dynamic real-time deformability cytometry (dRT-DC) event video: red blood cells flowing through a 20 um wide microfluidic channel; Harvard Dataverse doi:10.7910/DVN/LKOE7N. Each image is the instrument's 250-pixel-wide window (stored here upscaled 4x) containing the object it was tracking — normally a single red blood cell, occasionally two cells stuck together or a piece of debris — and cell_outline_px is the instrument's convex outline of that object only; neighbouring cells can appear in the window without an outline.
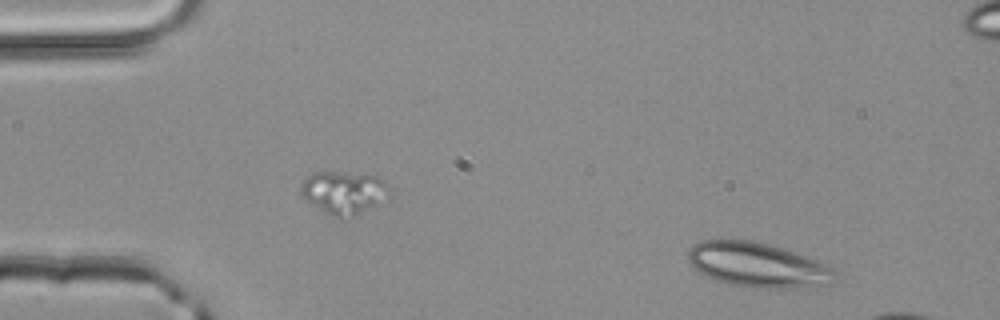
{"species": "common noctule bat (a hibernating species)", "species_latin": "Nyctalus noctula", "temperature_condition": "room temperature", "stored_images_in_passage": 4, "segment_of_instrument_passage": [2, 2], "camera_frame_rate_fps": 3000, "um_per_image_px": 0.085, "animal": {"sex": "male", "body_mass_g": 20.4}, "frame": {"image": 1, "passage_image": 4, "time_ms": 1.0, "image_size_px": [1000, 320], "cell_outline_px": [[836, 284], [796, 288], [752, 288], [728, 284], [704, 276], [692, 268], [688, 264], [688, 252], [692, 244], [704, 240], [756, 240], [784, 248], [820, 260], [832, 268], [836, 272]], "centroid_in_image_um": [64.43, 22.53], "position_along_channel_um": 20.6, "area_um2": 39.19}}